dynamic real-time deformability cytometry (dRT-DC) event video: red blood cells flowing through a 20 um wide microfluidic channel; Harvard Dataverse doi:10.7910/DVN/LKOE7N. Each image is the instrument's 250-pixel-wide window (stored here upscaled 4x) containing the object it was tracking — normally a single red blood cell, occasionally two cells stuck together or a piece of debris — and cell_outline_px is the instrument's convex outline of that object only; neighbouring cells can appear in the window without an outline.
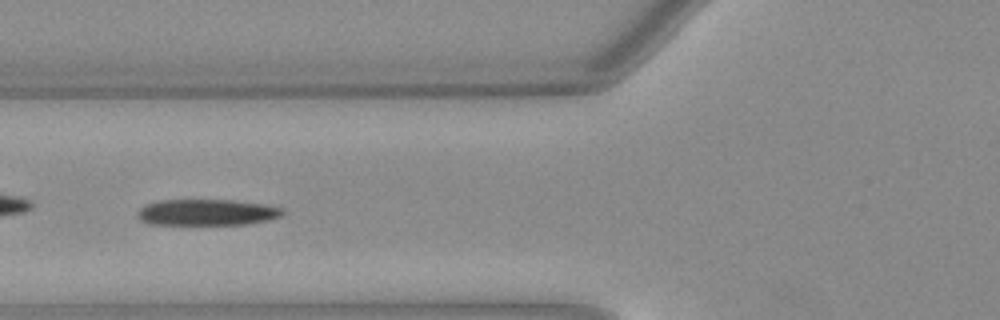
{"species": "Egyptian fruit bat (a non-hibernating species)", "species_latin": "Rousettus aegyptiacus", "temperature_condition": "warm", "stored_images_in_passage": 43, "camera_frame_rate_fps": 3000, "um_per_image_px": 0.085, "animal": {"sex": "female"}, "frame": {"image": 1, "passage_image": 12, "time_ms": 3.667, "image_size_px": [1000, 320], "cell_outline_px": [[284, 212], [280, 216], [268, 220], [244, 224], [148, 224], [140, 220], [136, 216], [136, 212], [144, 204], [160, 200], [236, 200], [264, 204], [284, 208]], "centroid_in_image_um": [17.55, 18.04], "position_along_channel_um": 108.3, "area_um2": 22.25}}
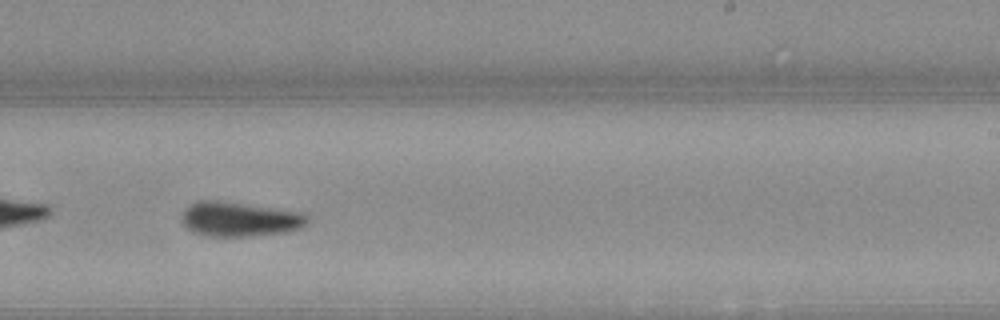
{"frame": {"image": 2, "passage_image": 24, "time_ms": 7.667, "image_size_px": [1000, 320], "cell_outline_px": [[308, 224], [300, 228], [284, 232], [256, 236], [208, 236], [192, 232], [184, 224], [184, 208], [200, 200], [216, 200], [300, 212], [308, 216]], "centroid_in_image_um": [20.38, 18.64], "position_along_channel_um": 268.6, "area_um2": 24.97}}
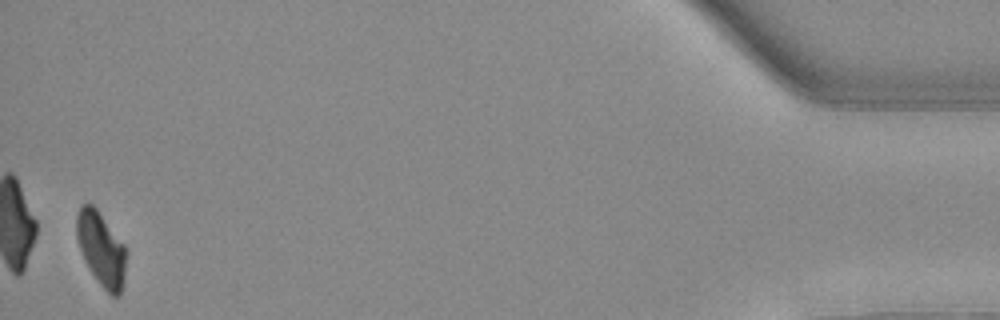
{"frame": {"image": 3, "passage_image": 42, "time_ms": 13.667, "image_size_px": [1000, 320], "cell_outline_px": [[128, 252], [124, 276], [120, 296], [112, 296], [100, 284], [84, 260], [76, 236], [76, 216], [80, 204], [92, 204], [96, 208], [124, 244]], "centroid_in_image_um": [8.61, 21.15], "position_along_channel_um": 426.6, "area_um2": 21.33}, "authors_computed_cell_mechanics": {"area_um2": 23.7558, "velocity_mm_per_s": 4.024, "shape_relaxation_time_tau1_ms": 2.4083, "shape_relaxation_time_tau2_ms": 1.7087, "deformation_change_tau1": 0.1559, "deformation_change_tau2": 0.085}}